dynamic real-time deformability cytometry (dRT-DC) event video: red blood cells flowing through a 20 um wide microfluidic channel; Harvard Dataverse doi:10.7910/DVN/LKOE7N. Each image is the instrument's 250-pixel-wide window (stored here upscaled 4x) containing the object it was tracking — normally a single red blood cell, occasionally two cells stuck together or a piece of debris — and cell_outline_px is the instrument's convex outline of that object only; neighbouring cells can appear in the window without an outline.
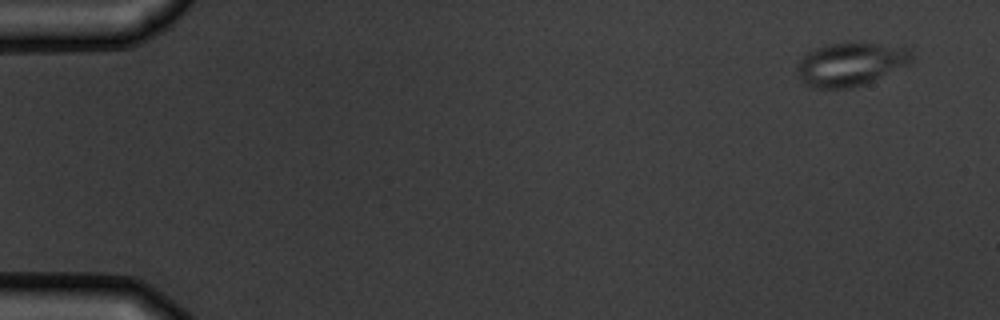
{"species": "common noctule bat (a hibernating species)", "species_latin": "Nyctalus noctula", "temperature_condition": "warm", "stored_images_in_passage": 5, "camera_frame_rate_fps": 3000, "um_per_image_px": 0.085, "animal": {"sex": "male", "body_mass_g": 19.5, "forearm_length_mm": 54.6}, "frame": {"image": 1, "passage_image": 1, "time_ms": 0.0, "image_size_px": [1000, 320], "cell_outline_px": [[912, 60], [908, 64], [864, 84], [852, 88], [808, 88], [796, 72], [796, 64], [808, 52], [816, 48], [844, 40], [860, 40], [908, 48], [912, 52]], "centroid_in_image_um": [72.27, 5.41], "position_along_channel_um": 12.7, "area_um2": 29.54}}